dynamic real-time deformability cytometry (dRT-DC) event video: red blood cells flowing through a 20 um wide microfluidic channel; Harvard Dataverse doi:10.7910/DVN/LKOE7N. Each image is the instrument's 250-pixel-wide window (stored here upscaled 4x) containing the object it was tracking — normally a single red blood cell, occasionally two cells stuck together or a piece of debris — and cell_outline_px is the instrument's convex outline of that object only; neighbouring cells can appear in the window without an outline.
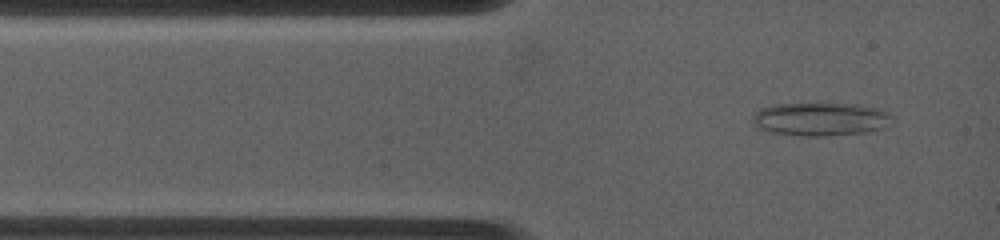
{"species": "common noctule bat (a hibernating species)", "species_latin": "Nyctalus noctula", "temperature_condition": "warm", "stored_images_in_passage": 27, "camera_frame_rate_fps": 4500, "um_per_image_px": 0.085, "animal": {"sex": "female", "body_mass_g": 19.0, "forearm_length_mm": 53.3}, "frame": {"image": 1, "passage_image": 1, "time_ms": 0.0, "image_size_px": [1000, 240], "cell_outline_px": [[892, 116], [884, 128], [864, 132], [824, 136], [800, 136], [772, 132], [760, 128], [752, 120], [752, 116], [760, 108], [772, 104], [816, 100], [824, 100], [860, 104], [876, 108], [888, 112]], "centroid_in_image_um": [69.71, 10.05], "position_along_channel_um": 15.3, "area_um2": 28.21}}
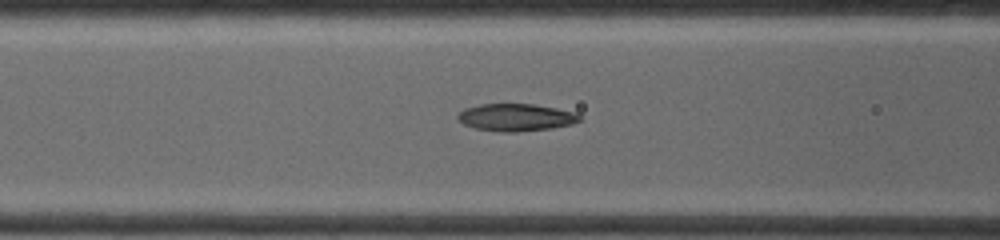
{"frame": {"image": 2, "passage_image": 14, "time_ms": 3.333, "image_size_px": [1000, 240], "cell_outline_px": [[584, 120], [572, 124], [552, 128], [516, 132], [500, 132], [476, 128], [464, 124], [456, 120], [456, 116], [464, 108], [480, 104], [536, 104], [576, 112]], "centroid_in_image_um": [43.87, 9.97], "position_along_channel_um": 122.7, "area_um2": 19.65}}
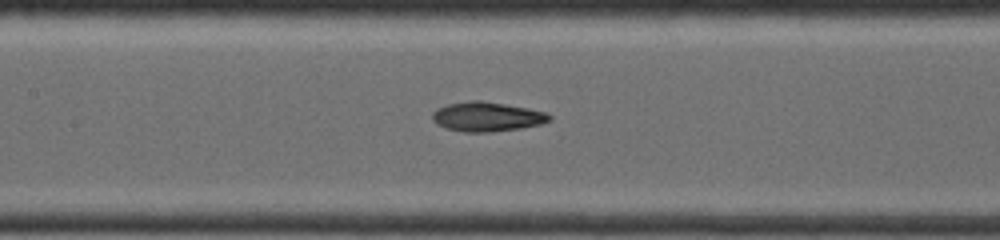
{"frame": {"image": 3, "passage_image": 20, "time_ms": 4.444, "image_size_px": [1000, 240], "cell_outline_px": [[552, 120], [540, 124], [520, 128], [492, 132], [464, 132], [448, 128], [436, 124], [432, 120], [432, 112], [436, 108], [448, 104], [472, 100], [480, 100], [528, 108], [548, 112], [552, 116]], "centroid_in_image_um": [41.4, 9.91], "position_along_channel_um": 166.0, "area_um2": 20.17}}